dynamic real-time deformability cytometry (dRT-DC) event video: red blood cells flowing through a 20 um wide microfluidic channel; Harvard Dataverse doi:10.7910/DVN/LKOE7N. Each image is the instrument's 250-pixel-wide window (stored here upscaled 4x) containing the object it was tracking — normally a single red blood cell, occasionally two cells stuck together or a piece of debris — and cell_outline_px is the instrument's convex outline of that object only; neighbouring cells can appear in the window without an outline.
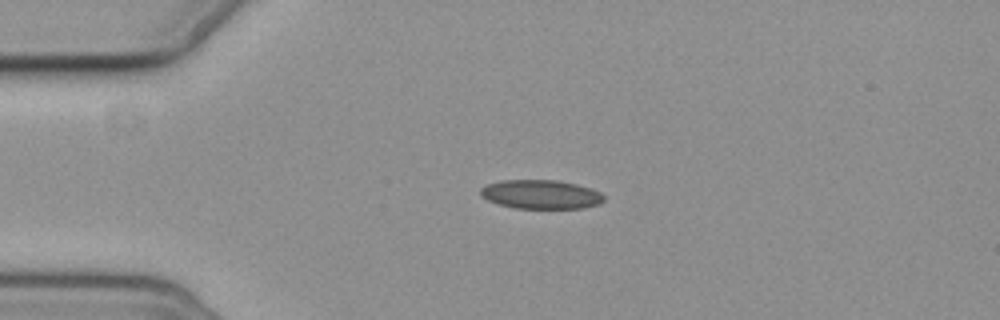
{"species": "common noctule bat (a hibernating species)", "species_latin": "Nyctalus noctula", "temperature_condition": "cold", "stored_images_in_passage": 3, "camera_frame_rate_fps": 3000, "um_per_image_px": 0.085, "animal": {"sex": "female", "body_mass_g": 19.3, "forearm_length_mm": 54.1}, "frame": {"image": 1, "passage_image": 2, "time_ms": 2.0, "image_size_px": [1000, 320], "cell_outline_px": [[604, 200], [600, 204], [584, 208], [516, 208], [500, 204], [488, 200], [480, 196], [480, 188], [488, 184], [500, 180], [556, 180], [576, 184], [592, 188], [600, 192], [604, 196]], "centroid_in_image_um": [45.99, 16.52], "position_along_channel_um": 39.0, "area_um2": 20.87}}